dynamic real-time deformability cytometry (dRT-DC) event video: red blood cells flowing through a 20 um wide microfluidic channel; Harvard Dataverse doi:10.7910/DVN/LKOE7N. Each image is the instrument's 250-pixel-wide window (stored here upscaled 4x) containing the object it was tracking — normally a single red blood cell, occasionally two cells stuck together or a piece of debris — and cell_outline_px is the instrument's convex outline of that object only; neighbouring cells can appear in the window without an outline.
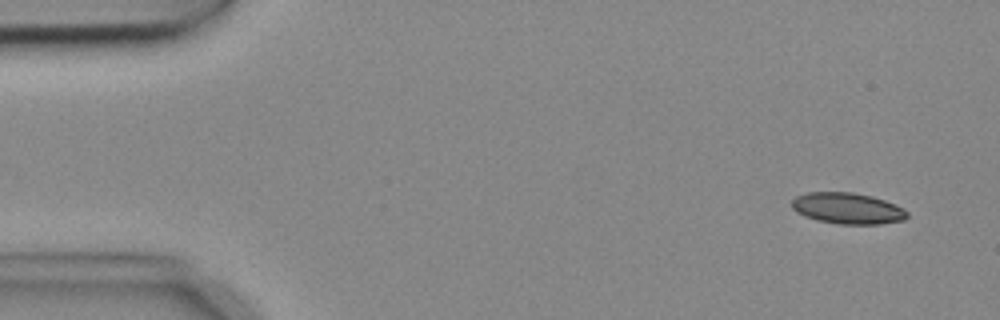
{"species": "common noctule bat (a hibernating species)", "species_latin": "Nyctalus noctula", "temperature_condition": "cold", "stored_images_in_passage": 5, "camera_frame_rate_fps": 3000, "um_per_image_px": 0.085, "animal": {"sex": "female", "body_mass_g": 18.4}, "frame": {"image": 1, "passage_image": 1, "time_ms": 0.0, "image_size_px": [1000, 320], "cell_outline_px": [[908, 216], [904, 220], [880, 224], [840, 224], [816, 220], [804, 216], [796, 212], [792, 208], [792, 200], [796, 196], [808, 192], [852, 192], [872, 196], [884, 200], [904, 208], [908, 212]], "centroid_in_image_um": [72.04, 17.71], "position_along_channel_um": 13.0, "area_um2": 21.04}}